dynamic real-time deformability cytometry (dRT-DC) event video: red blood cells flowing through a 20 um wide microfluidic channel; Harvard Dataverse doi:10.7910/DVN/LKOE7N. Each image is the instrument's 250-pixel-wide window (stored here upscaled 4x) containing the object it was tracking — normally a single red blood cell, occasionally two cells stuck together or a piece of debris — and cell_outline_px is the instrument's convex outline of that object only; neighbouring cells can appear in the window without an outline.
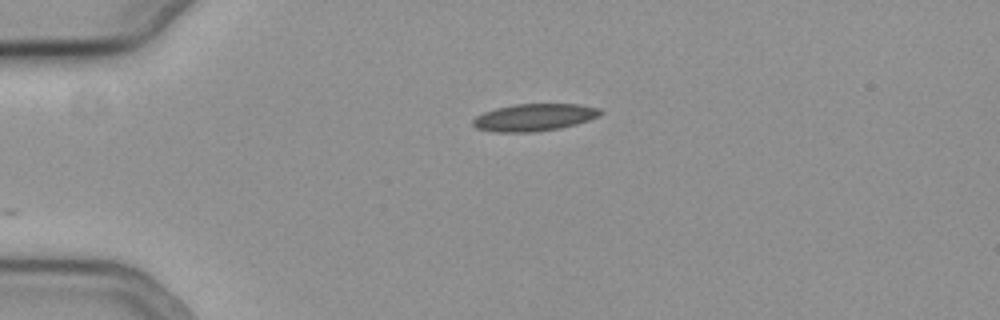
{"species": "common noctule bat (a hibernating species)", "species_latin": "Nyctalus noctula", "temperature_condition": "cold", "stored_images_in_passage": 38, "camera_frame_rate_fps": 3000, "um_per_image_px": 0.085, "animal": {"sex": "female", "body_mass_g": 19.3, "forearm_length_mm": 54.1}, "frame": {"image": 1, "passage_image": 1, "time_ms": 0.0, "image_size_px": [1000, 320], "cell_outline_px": [[604, 112], [600, 116], [576, 124], [560, 128], [532, 132], [492, 132], [476, 128], [472, 124], [472, 120], [476, 116], [484, 112], [496, 108], [512, 104], [580, 104], [600, 108]], "centroid_in_image_um": [45.41, 9.97], "position_along_channel_um": 39.6, "area_um2": 20.4}}
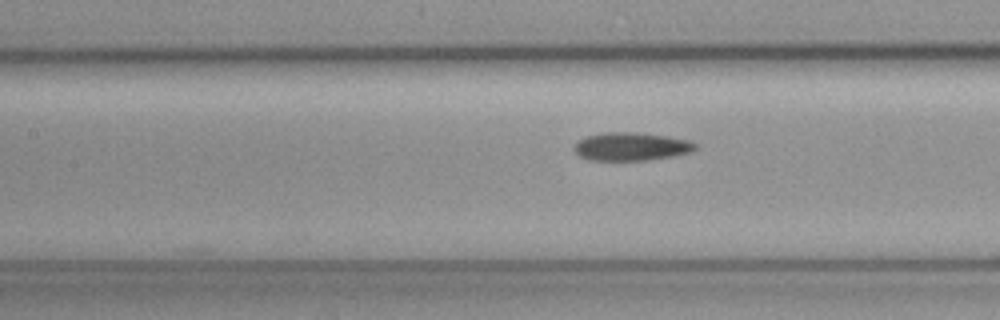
{"frame": {"image": 2, "passage_image": 13, "time_ms": 4.0, "image_size_px": [1000, 320], "cell_outline_px": [[700, 144], [692, 152], [672, 156], [648, 160], [592, 160], [580, 156], [576, 152], [576, 144], [580, 140], [588, 136], [600, 132], [636, 132], [668, 136], [692, 140]], "centroid_in_image_um": [53.75, 12.44], "position_along_channel_um": 153.6, "area_um2": 19.94}}
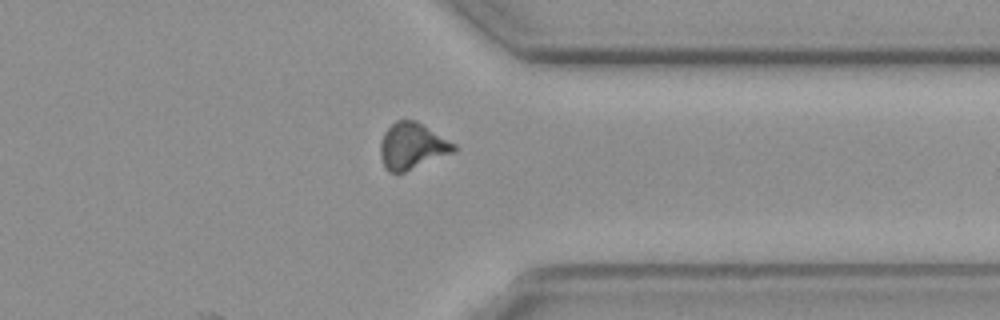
{"frame": {"image": 3, "passage_image": 31, "time_ms": 10.0, "image_size_px": [1000, 320], "cell_outline_px": [[456, 152], [404, 172], [388, 172], [384, 168], [380, 156], [380, 140], [384, 132], [396, 120], [416, 120], [456, 144]], "centroid_in_image_um": [35.03, 12.42], "position_along_channel_um": 376.4, "area_um2": 20.0}, "authors_computed_cell_mechanics": {"area_um2": 19.652, "velocity_mm_per_s": 3.7651, "shape_relaxation_time_tau1_ms": null, "shape_relaxation_time_tau2_ms": 5.3211, "deformation_change_tau1": null, "deformation_change_tau2": 0.1297}}